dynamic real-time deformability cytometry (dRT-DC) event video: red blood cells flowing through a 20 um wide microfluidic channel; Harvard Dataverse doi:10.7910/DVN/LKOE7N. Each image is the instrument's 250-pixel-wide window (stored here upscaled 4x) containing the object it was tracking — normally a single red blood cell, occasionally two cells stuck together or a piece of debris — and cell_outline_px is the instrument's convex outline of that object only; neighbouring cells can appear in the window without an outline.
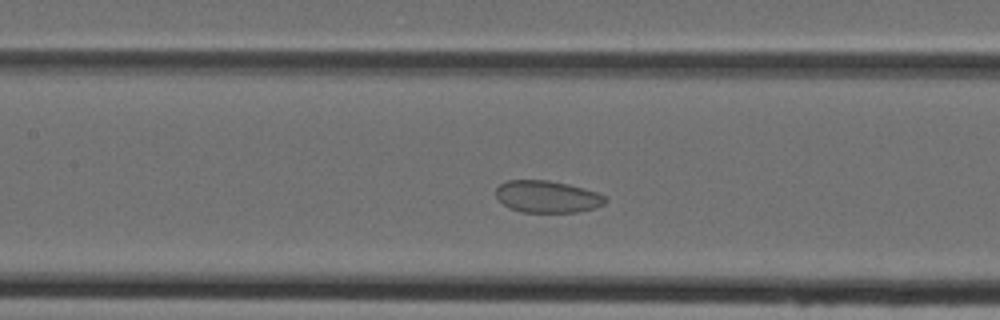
{"species": "Egyptian fruit bat (a non-hibernating species)", "species_latin": "Rousettus aegyptiacus", "temperature_condition": "cold", "stored_images_in_passage": 30, "camera_frame_rate_fps": 3000, "um_per_image_px": 0.085, "animal": {"sex": "female"}, "frame": {"image": 1, "passage_image": 8, "time_ms": 2.333, "image_size_px": [1000, 320], "cell_outline_px": [[608, 200], [604, 204], [592, 208], [576, 212], [524, 212], [508, 208], [496, 196], [496, 188], [500, 184], [508, 180], [548, 180], [568, 184], [584, 188], [596, 192], [604, 196]], "centroid_in_image_um": [46.5, 16.71], "position_along_channel_um": 160.9, "area_um2": 20.29}}
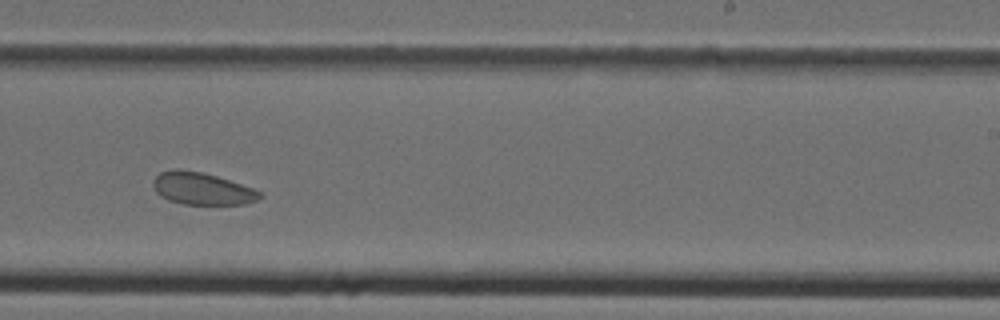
{"frame": {"image": 2, "passage_image": 16, "time_ms": 5.0, "image_size_px": [1000, 320], "cell_outline_px": [[260, 196], [256, 200], [244, 204], [184, 204], [168, 200], [160, 196], [156, 192], [152, 184], [152, 180], [160, 172], [176, 168], [200, 172], [216, 176], [252, 188], [260, 192]], "centroid_in_image_um": [17.1, 16.03], "position_along_channel_um": 271.9, "area_um2": 19.77}}
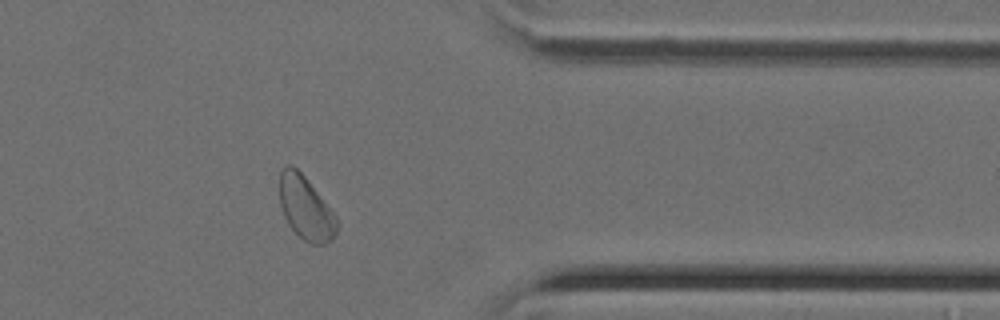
{"frame": {"image": 3, "passage_image": 25, "time_ms": 8.0, "image_size_px": [1000, 320], "cell_outline_px": [[340, 224], [332, 240], [324, 244], [312, 244], [304, 240], [288, 224], [284, 216], [280, 204], [280, 172], [288, 164], [296, 168], [304, 176], [336, 216]], "centroid_in_image_um": [26.0, 17.71], "position_along_channel_um": 385.4, "area_um2": 20.87}}